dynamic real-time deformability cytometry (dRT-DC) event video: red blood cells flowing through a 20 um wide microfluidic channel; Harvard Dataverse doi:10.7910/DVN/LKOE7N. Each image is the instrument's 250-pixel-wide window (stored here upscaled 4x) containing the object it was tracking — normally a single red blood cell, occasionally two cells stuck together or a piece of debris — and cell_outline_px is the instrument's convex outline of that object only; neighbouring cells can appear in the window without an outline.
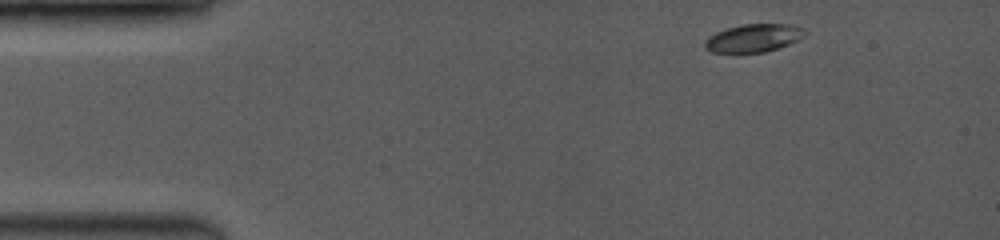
{"species": "common noctule bat (a hibernating species)", "species_latin": "Nyctalus noctula", "temperature_condition": "room temperature", "stored_images_in_passage": 22, "camera_frame_rate_fps": 3500, "um_per_image_px": 0.085, "animal": {"sex": "female", "body_mass_g": 19.0, "forearm_length_mm": 53.3}, "frame": {"image": 1, "passage_image": 1, "time_ms": 0.0, "image_size_px": [1000, 240], "cell_outline_px": [[808, 32], [804, 36], [788, 44], [764, 52], [708, 52], [704, 48], [704, 40], [708, 36], [716, 32], [740, 24], [788, 24], [804, 28]], "centroid_in_image_um": [64.01, 3.22], "position_along_channel_um": 21.0, "area_um2": 16.3}}
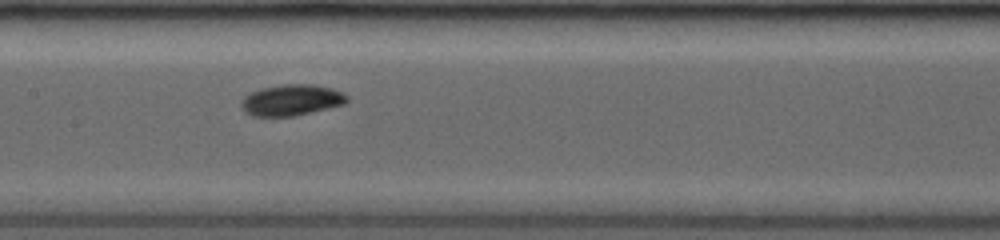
{"frame": {"image": 2, "passage_image": 10, "time_ms": 6.0, "image_size_px": [1000, 240], "cell_outline_px": [[348, 100], [344, 104], [296, 116], [252, 116], [244, 112], [240, 108], [240, 100], [244, 96], [252, 92], [264, 88], [284, 84], [312, 84], [332, 88], [344, 92], [348, 96]], "centroid_in_image_um": [24.77, 8.51], "position_along_channel_um": 182.6, "area_um2": 19.31}}
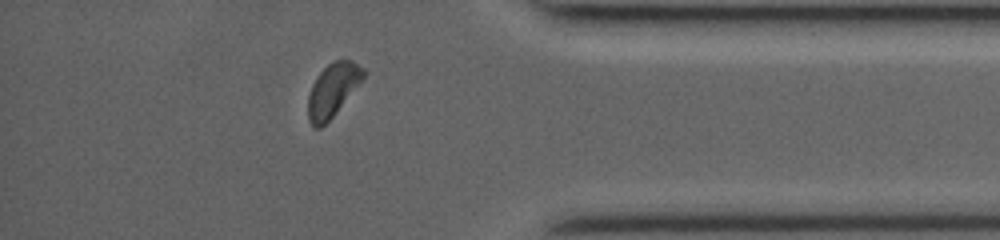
{"frame": {"image": 3, "passage_image": 19, "time_ms": 11.714, "image_size_px": [1000, 240], "cell_outline_px": [[368, 72], [332, 116], [320, 128], [316, 128], [308, 120], [308, 96], [312, 84], [316, 76], [328, 64], [336, 60], [352, 60], [364, 68]], "centroid_in_image_um": [28.27, 7.61], "position_along_channel_um": 406.9, "area_um2": 16.82}, "authors_computed_cell_mechanics": {"area_um2": 17.5134, "velocity_mm_per_s": 4.1076, "shape_relaxation_time_tau1_ms": 1.652, "shape_relaxation_time_tau2_ms": null, "deformation_change_tau1": 0.0956, "deformation_change_tau2": null}}